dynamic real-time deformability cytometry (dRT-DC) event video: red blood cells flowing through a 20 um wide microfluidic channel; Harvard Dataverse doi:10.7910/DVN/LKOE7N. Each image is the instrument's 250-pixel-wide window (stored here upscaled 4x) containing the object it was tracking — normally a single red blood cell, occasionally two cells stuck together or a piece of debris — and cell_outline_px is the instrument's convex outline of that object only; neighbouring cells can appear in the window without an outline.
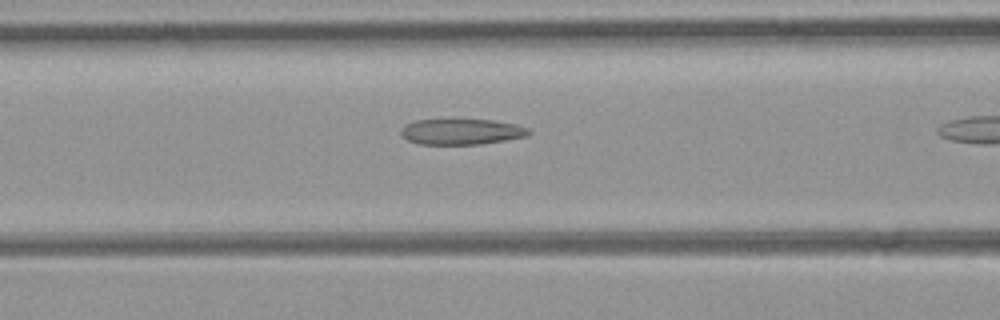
{"species": "common noctule bat (a hibernating species)", "species_latin": "Nyctalus noctula", "temperature_condition": "room temperature", "stored_images_in_passage": 14, "camera_frame_rate_fps": 3000, "um_per_image_px": 0.085, "animal": {"sex": "female", "body_mass_g": 21.9}, "frame": {"image": 1, "passage_image": 10, "time_ms": 3.0, "image_size_px": [1000, 320], "cell_outline_px": [[532, 132], [524, 136], [504, 140], [480, 144], [420, 144], [408, 140], [400, 132], [408, 124], [416, 120], [492, 120], [516, 124], [528, 128]], "centroid_in_image_um": [39.26, 11.19], "position_along_channel_um": 127.3, "area_um2": 18.73}}